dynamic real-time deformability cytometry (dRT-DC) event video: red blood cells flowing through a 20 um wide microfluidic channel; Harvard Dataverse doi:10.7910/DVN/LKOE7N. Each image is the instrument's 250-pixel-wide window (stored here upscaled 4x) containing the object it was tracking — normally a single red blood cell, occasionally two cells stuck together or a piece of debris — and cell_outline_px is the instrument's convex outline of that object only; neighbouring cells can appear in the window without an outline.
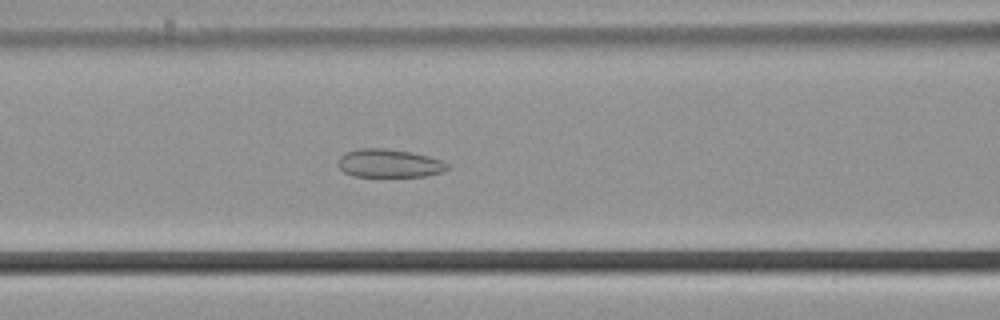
{"species": "common noctule bat (a hibernating species)", "species_latin": "Nyctalus noctula", "temperature_condition": "cold", "stored_images_in_passage": 32, "camera_frame_rate_fps": 3000, "um_per_image_px": 0.085, "animal": {"sex": "male", "body_mass_g": 21.5, "forearm_length_mm": 52.0}, "frame": {"image": 1, "passage_image": 17, "time_ms": 5.333, "image_size_px": [1000, 320], "cell_outline_px": [[448, 168], [444, 172], [424, 176], [352, 176], [344, 172], [336, 164], [336, 160], [340, 156], [348, 152], [360, 148], [384, 148], [412, 152], [428, 156], [440, 160], [448, 164]], "centroid_in_image_um": [33.05, 13.88], "position_along_channel_um": 133.5, "area_um2": 18.03}}
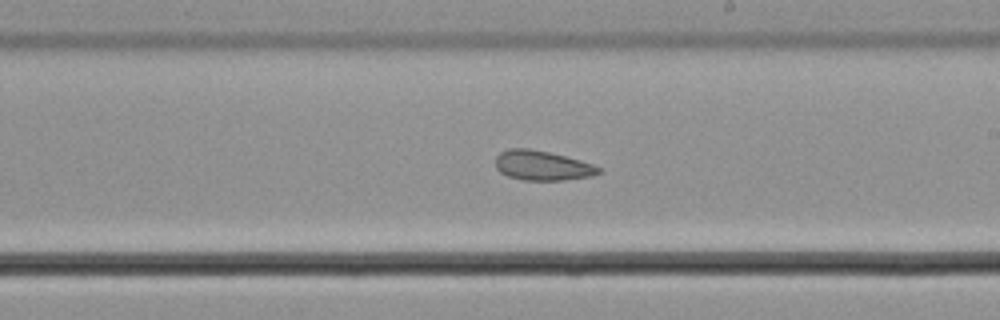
{"frame": {"image": 2, "passage_image": 26, "time_ms": 8.333, "image_size_px": [1000, 320], "cell_outline_px": [[604, 172], [592, 176], [564, 180], [524, 180], [508, 176], [500, 172], [496, 168], [496, 156], [500, 152], [508, 148], [528, 148], [548, 152], [580, 160], [604, 168]], "centroid_in_image_um": [46.13, 14.07], "position_along_channel_um": 242.9, "area_um2": 17.98}}
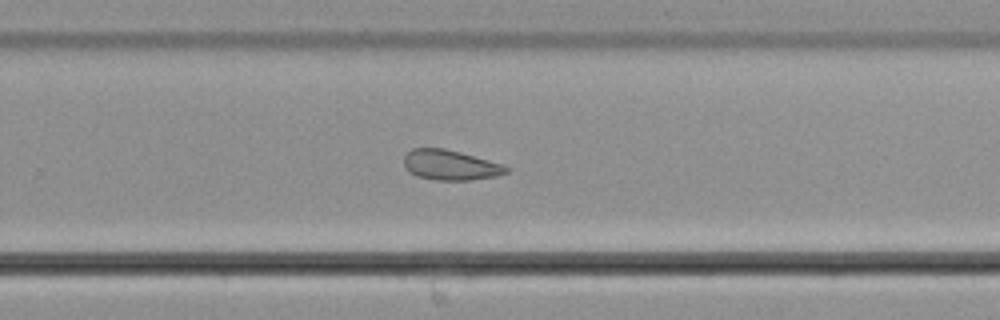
{"frame": {"image": 3, "passage_image": 30, "time_ms": 9.667, "image_size_px": [1000, 320], "cell_outline_px": [[512, 168], [508, 172], [496, 176], [472, 180], [436, 180], [416, 176], [408, 172], [404, 168], [404, 156], [412, 148], [444, 148], [460, 152], [488, 160]], "centroid_in_image_um": [38.25, 14.04], "position_along_channel_um": 291.5, "area_um2": 18.03}}